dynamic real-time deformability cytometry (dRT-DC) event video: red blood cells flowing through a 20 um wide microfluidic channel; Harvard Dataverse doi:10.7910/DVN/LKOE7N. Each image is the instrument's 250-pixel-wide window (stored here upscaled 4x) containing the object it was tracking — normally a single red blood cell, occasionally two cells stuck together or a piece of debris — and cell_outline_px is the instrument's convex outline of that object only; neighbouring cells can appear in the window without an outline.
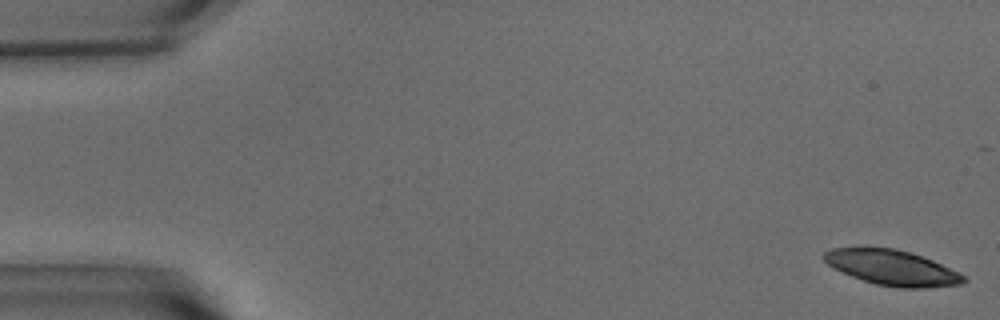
{"species": "common noctule bat (a hibernating species)", "species_latin": "Nyctalus noctula", "temperature_condition": "warm", "stored_images_in_passage": 45, "camera_frame_rate_fps": 3000, "um_per_image_px": 0.085, "animal": {"sex": "male", "body_mass_g": 15.6}, "frame": {"image": 1, "passage_image": 1, "time_ms": 0.0, "image_size_px": [1000, 320], "cell_outline_px": [[968, 280], [960, 284], [924, 288], [900, 288], [876, 284], [852, 276], [828, 264], [820, 256], [824, 252], [832, 248], [864, 244], [896, 248], [932, 260], [960, 272], [968, 276]], "centroid_in_image_um": [75.8, 22.7], "position_along_channel_um": 9.2, "area_um2": 29.36}}
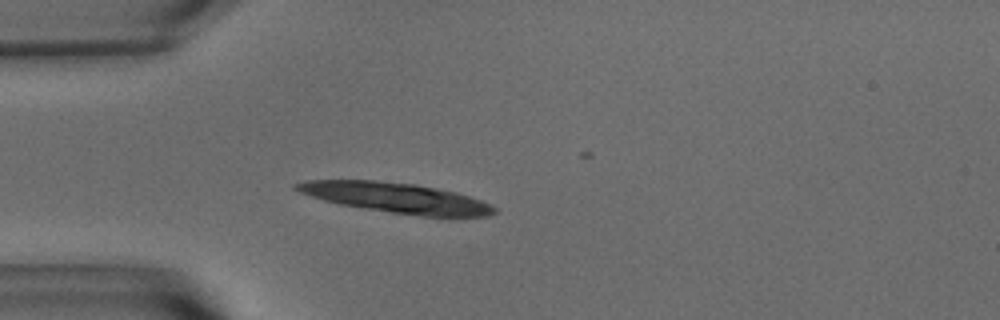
{"frame": {"image": 2, "passage_image": 15, "time_ms": 4.667, "image_size_px": [1000, 320], "cell_outline_px": [[496, 212], [488, 216], [424, 216], [392, 212], [364, 208], [340, 204], [324, 200], [300, 192], [292, 188], [292, 184], [304, 180], [376, 180], [416, 184], [456, 192], [492, 204], [496, 208]], "centroid_in_image_um": [33.65, 16.8], "position_along_channel_um": 51.4, "area_um2": 34.45}}